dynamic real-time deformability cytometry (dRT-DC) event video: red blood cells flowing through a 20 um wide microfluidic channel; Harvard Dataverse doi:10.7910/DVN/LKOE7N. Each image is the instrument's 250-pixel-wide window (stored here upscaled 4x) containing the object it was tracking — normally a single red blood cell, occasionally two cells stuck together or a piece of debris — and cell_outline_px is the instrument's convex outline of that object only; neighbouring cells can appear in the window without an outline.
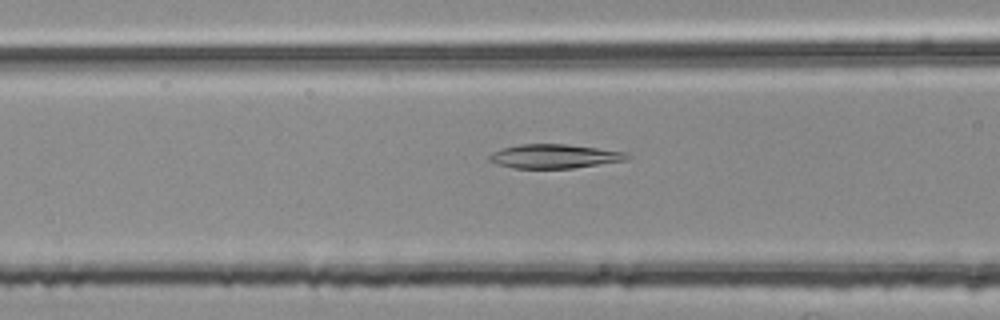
{"species": "common noctule bat (a hibernating species)", "species_latin": "Nyctalus noctula", "temperature_condition": "room temperature", "stored_images_in_passage": 38, "camera_frame_rate_fps": 3000, "um_per_image_px": 0.085, "animal": {"sex": "female", "body_mass_g": 25.1}, "frame": {"image": 1, "passage_image": 15, "time_ms": 4.667, "image_size_px": [1000, 320], "cell_outline_px": [[632, 156], [628, 160], [572, 168], [512, 168], [496, 164], [488, 160], [488, 156], [492, 152], [500, 148], [520, 144], [568, 144], [628, 152]], "centroid_in_image_um": [47.13, 13.28], "position_along_channel_um": 119.5, "area_um2": 19.54}}
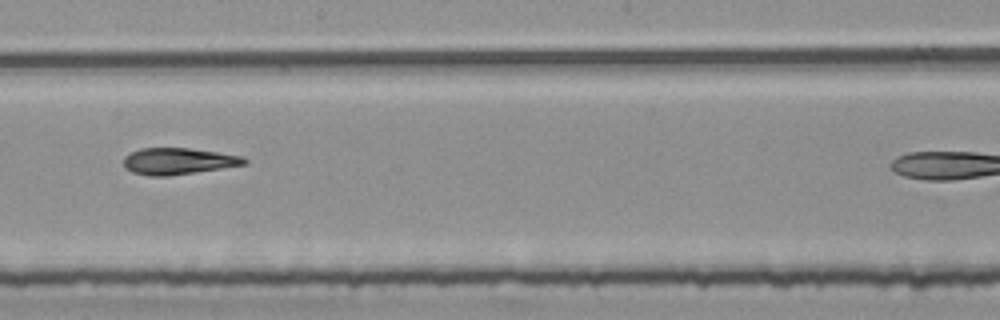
{"frame": {"image": 2, "passage_image": 24, "time_ms": 7.667, "image_size_px": [1000, 320], "cell_outline_px": [[248, 164], [168, 176], [148, 176], [132, 172], [124, 168], [124, 156], [140, 148], [188, 148], [244, 156], [248, 160]], "centroid_in_image_um": [15.15, 13.7], "position_along_channel_um": 233.1, "area_um2": 18.67}}
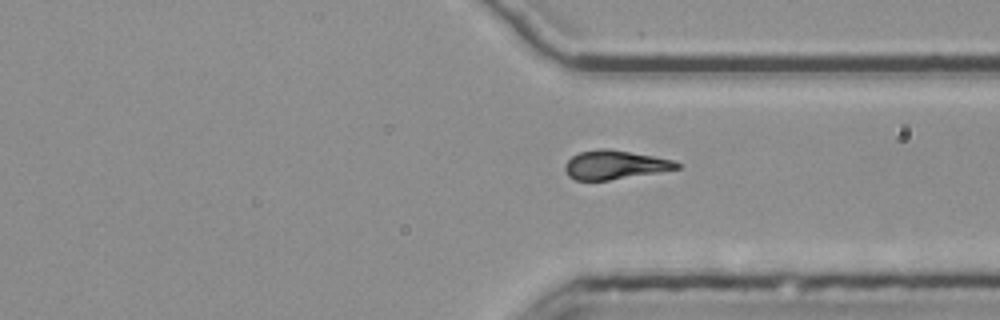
{"frame": {"image": 3, "passage_image": 34, "time_ms": 11.0, "image_size_px": [1000, 320], "cell_outline_px": [[680, 168], [608, 180], [576, 180], [568, 176], [564, 172], [564, 164], [572, 156], [580, 152], [600, 148], [608, 148], [652, 156], [672, 160], [680, 164]], "centroid_in_image_um": [52.19, 14.0], "position_along_channel_um": 359.2, "area_um2": 18.55}}